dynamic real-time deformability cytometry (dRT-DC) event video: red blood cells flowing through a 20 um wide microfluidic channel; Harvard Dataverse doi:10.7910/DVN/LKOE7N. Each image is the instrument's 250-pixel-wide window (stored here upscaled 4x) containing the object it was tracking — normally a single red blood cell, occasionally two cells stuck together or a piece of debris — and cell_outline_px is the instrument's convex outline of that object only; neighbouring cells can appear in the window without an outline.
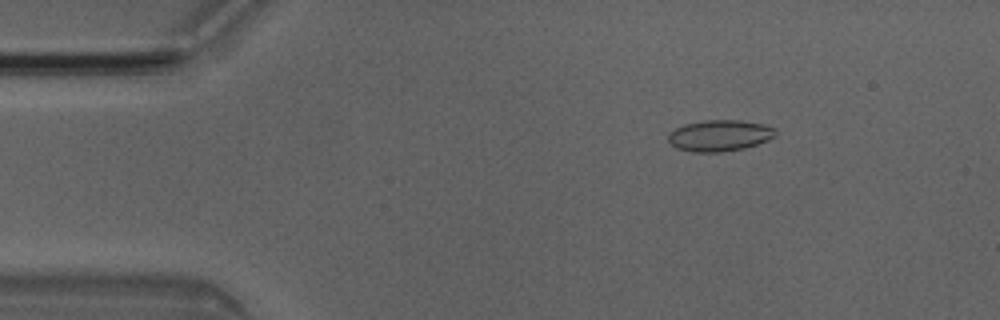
{"species": "Egyptian fruit bat (a non-hibernating species)", "species_latin": "Rousettus aegyptiacus", "temperature_condition": "room temperature", "stored_images_in_passage": 4, "camera_frame_rate_fps": 3000, "um_per_image_px": 0.085, "animal": {"sex": "male"}, "frame": {"image": 1, "passage_image": 2, "time_ms": 0.333, "image_size_px": [1000, 320], "cell_outline_px": [[776, 136], [768, 140], [744, 148], [720, 152], [692, 152], [676, 148], [668, 140], [668, 132], [684, 124], [704, 120], [740, 120], [764, 124], [776, 128]], "centroid_in_image_um": [61.17, 11.51], "position_along_channel_um": 23.8, "area_um2": 19.65}}